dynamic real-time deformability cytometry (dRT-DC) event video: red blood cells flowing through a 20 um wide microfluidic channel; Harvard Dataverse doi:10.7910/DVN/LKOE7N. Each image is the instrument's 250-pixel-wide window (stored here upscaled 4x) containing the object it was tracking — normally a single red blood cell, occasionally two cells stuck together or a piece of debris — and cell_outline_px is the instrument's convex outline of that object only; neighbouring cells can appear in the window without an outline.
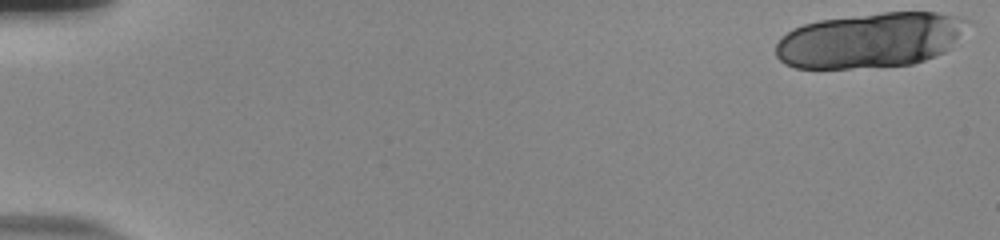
{"species": "human", "species_latin": "Homo sapiens", "temperature_condition": "room temperature", "stored_images_in_passage": 21, "camera_frame_rate_fps": 3000, "um_per_image_px": 0.085, "donor": {"sex": "male"}, "frame": {"image": 1, "passage_image": 1, "time_ms": 0.0, "image_size_px": [1000, 240], "cell_outline_px": [[968, 20], [944, 52], [924, 60], [912, 64], [848, 68], [796, 68], [784, 64], [776, 56], [776, 44], [792, 28], [804, 24], [820, 20], [880, 12], [936, 12]], "centroid_in_image_um": [73.86, 3.42], "position_along_channel_um": 11.1, "area_um2": 60.52}}